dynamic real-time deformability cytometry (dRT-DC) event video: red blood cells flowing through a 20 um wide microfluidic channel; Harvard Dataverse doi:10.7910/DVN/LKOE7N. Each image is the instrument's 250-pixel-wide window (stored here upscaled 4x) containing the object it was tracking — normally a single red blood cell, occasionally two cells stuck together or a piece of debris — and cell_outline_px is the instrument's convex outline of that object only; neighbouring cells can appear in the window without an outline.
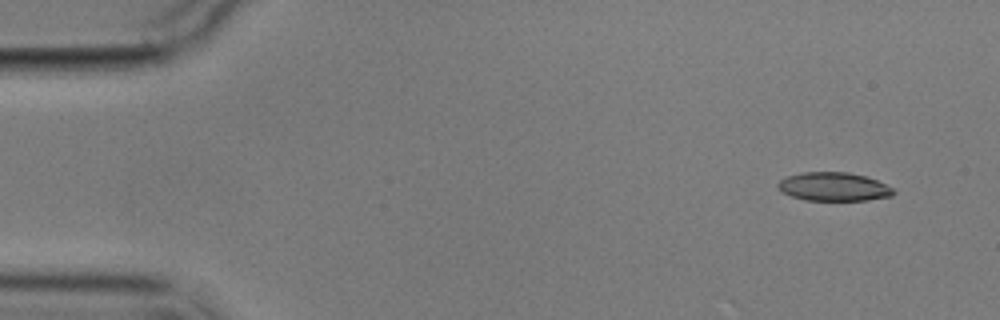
{"species": "common noctule bat (a hibernating species)", "species_latin": "Nyctalus noctula", "temperature_condition": "cold", "stored_images_in_passage": 6, "camera_frame_rate_fps": 3000, "um_per_image_px": 0.085, "animal": {"sex": "male", "body_mass_g": 17.9}, "frame": {"image": 1, "passage_image": 1, "time_ms": 0.0, "image_size_px": [1000, 320], "cell_outline_px": [[896, 192], [892, 196], [868, 200], [804, 200], [780, 192], [776, 188], [776, 184], [780, 180], [788, 176], [800, 172], [848, 172], [864, 176], [876, 180], [892, 188]], "centroid_in_image_um": [70.82, 15.87], "position_along_channel_um": 14.2, "area_um2": 19.31}}
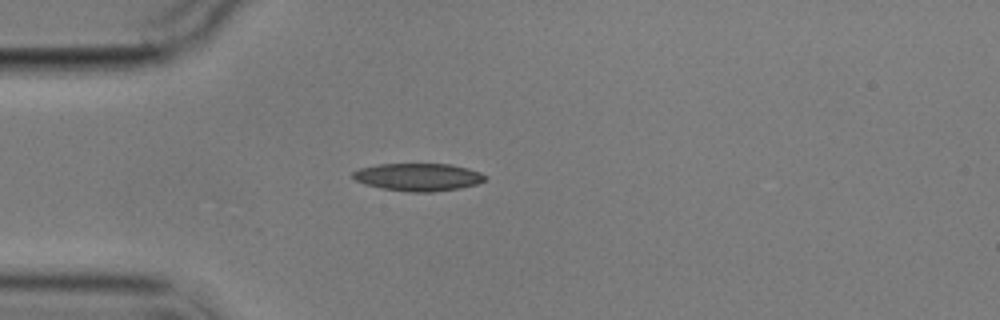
{"frame": {"image": 2, "passage_image": 4, "time_ms": 3.667, "image_size_px": [1000, 320], "cell_outline_px": [[488, 180], [476, 184], [460, 188], [432, 192], [412, 192], [384, 188], [364, 184], [356, 180], [352, 176], [352, 172], [360, 168], [376, 164], [452, 164], [468, 168], [480, 172], [488, 176]], "centroid_in_image_um": [35.59, 15.04], "position_along_channel_um": 49.4, "area_um2": 21.39}}
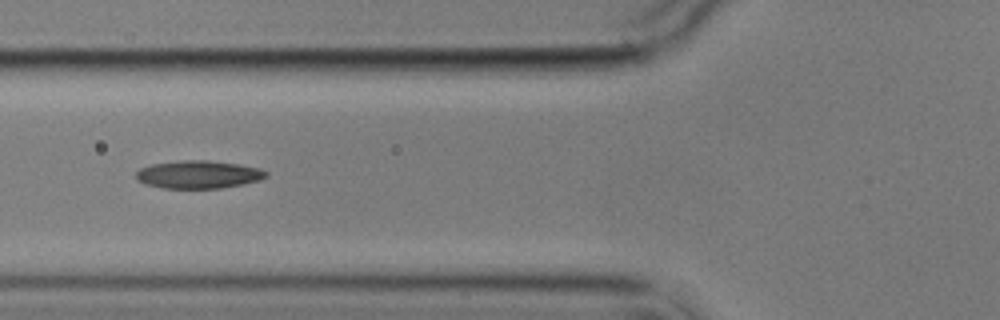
{"frame": {"image": 3, "passage_image": 6, "time_ms": 5.667, "image_size_px": [1000, 320], "cell_outline_px": [[268, 176], [260, 180], [244, 184], [220, 188], [164, 188], [144, 184], [136, 180], [136, 172], [140, 168], [152, 164], [184, 160], [208, 160], [240, 164], [260, 168], [268, 172]], "centroid_in_image_um": [16.88, 14.83], "position_along_channel_um": 108.9, "area_um2": 21.27}}